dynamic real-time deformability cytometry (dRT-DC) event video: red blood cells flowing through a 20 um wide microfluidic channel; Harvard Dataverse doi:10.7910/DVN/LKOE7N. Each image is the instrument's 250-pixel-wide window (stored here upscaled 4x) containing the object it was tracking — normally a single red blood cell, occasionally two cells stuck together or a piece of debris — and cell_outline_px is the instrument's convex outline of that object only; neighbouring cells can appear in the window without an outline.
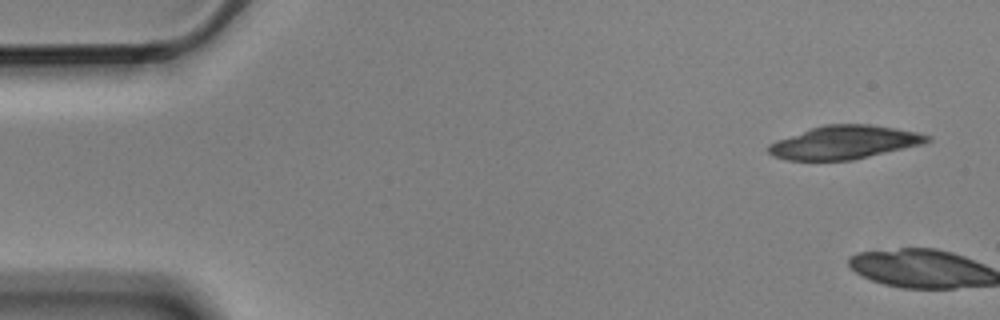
{"species": "Egyptian fruit bat (a non-hibernating species)", "species_latin": "Rousettus aegyptiacus", "temperature_condition": "cold", "stored_images_in_passage": 15, "camera_frame_rate_fps": 3000, "um_per_image_px": 0.085, "animal": {"sex": "male"}, "frame": {"image": 1, "passage_image": 1, "time_ms": 0.0, "image_size_px": [1000, 320], "cell_outline_px": [[932, 140], [924, 144], [852, 160], [788, 160], [772, 156], [768, 152], [768, 144], [776, 140], [824, 124], [868, 124], [916, 132], [932, 136]], "centroid_in_image_um": [71.77, 12.1], "position_along_channel_um": 13.2, "area_um2": 30.69}}
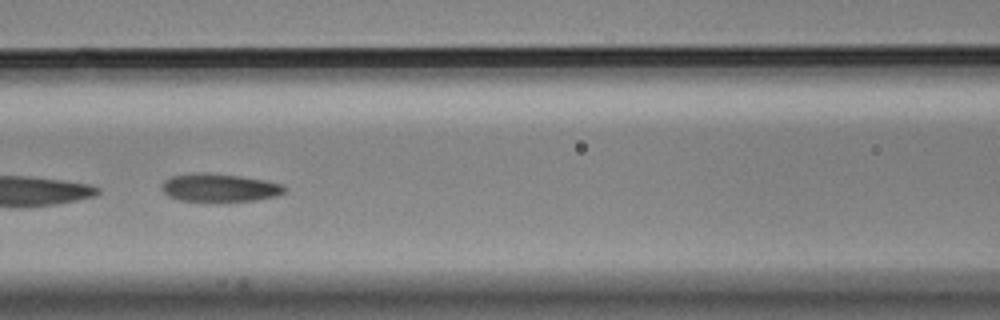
{"frame": {"image": 2, "passage_image": 7, "time_ms": 2.0, "image_size_px": [1000, 320], "cell_outline_px": [[288, 188], [284, 192], [276, 196], [256, 200], [216, 204], [180, 200], [168, 196], [160, 188], [164, 180], [172, 176], [196, 172], [208, 172], [240, 176], [264, 180], [284, 184]], "centroid_in_image_um": [18.65, 15.99], "position_along_channel_um": 147.9, "area_um2": 21.04}}
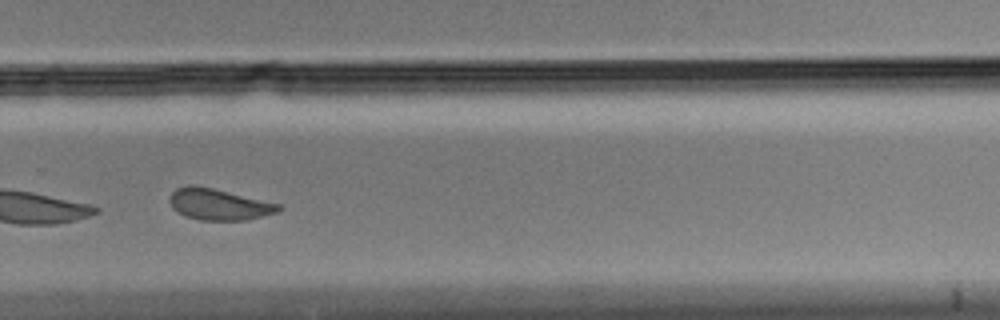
{"frame": {"image": 3, "passage_image": 11, "time_ms": 3.333, "image_size_px": [1000, 320], "cell_outline_px": [[284, 208], [276, 212], [248, 220], [200, 220], [184, 216], [172, 208], [168, 200], [172, 192], [176, 188], [188, 184], [196, 184], [280, 204]], "centroid_in_image_um": [18.56, 17.36], "position_along_channel_um": 311.2, "area_um2": 20.0}}